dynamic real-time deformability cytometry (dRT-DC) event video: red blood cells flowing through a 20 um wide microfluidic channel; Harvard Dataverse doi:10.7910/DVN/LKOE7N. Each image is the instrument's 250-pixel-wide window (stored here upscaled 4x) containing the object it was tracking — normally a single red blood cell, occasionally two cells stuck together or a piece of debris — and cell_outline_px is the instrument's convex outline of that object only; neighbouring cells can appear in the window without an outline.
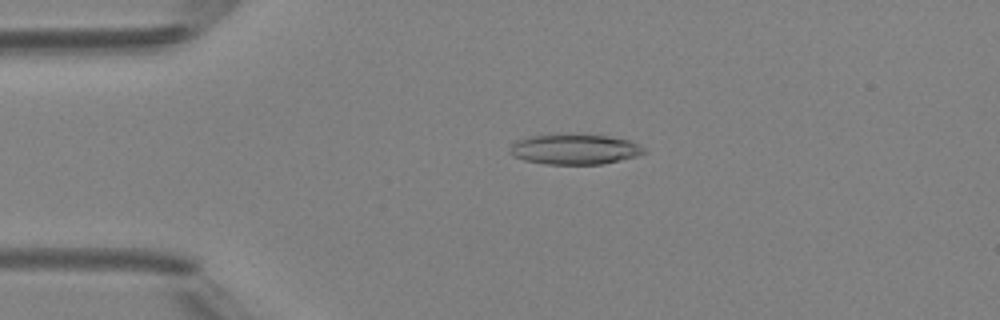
{"species": "Egyptian fruit bat (a non-hibernating species)", "species_latin": "Rousettus aegyptiacus", "temperature_condition": "room temperature", "stored_images_in_passage": 3, "camera_frame_rate_fps": 3000, "um_per_image_px": 0.085, "animal": {"sex": "female"}, "frame": {"image": 1, "passage_image": 2, "time_ms": 1.333, "image_size_px": [1000, 320], "cell_outline_px": [[648, 152], [636, 156], [604, 164], [544, 164], [524, 160], [512, 156], [508, 152], [512, 144], [516, 140], [528, 136], [560, 132], [580, 132], [608, 136], [628, 140], [644, 148]], "centroid_in_image_um": [48.79, 12.64], "position_along_channel_um": 36.2, "area_um2": 24.57}}